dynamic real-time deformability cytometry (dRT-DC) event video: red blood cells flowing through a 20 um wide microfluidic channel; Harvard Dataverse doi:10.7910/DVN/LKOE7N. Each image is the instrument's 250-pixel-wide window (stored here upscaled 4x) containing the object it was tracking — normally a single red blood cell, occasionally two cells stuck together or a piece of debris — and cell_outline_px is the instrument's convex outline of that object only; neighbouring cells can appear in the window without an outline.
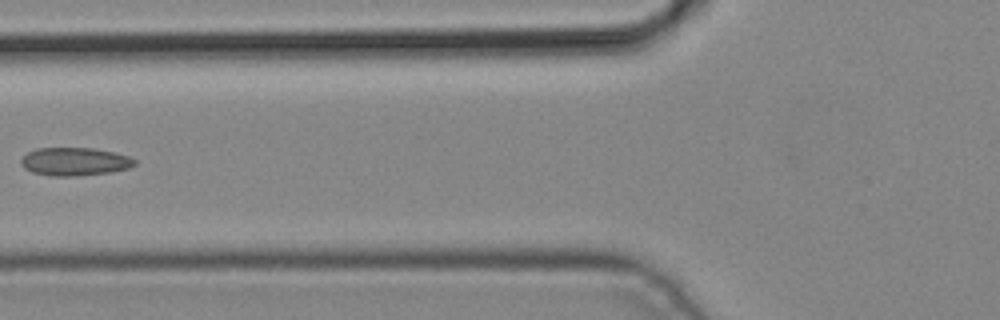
{"species": "common noctule bat (a hibernating species)", "species_latin": "Nyctalus noctula", "temperature_condition": "cold", "stored_images_in_passage": 4, "camera_frame_rate_fps": 3000, "um_per_image_px": 0.085, "animal": {"sex": "male", "body_mass_g": 19.2, "forearm_length_mm": 51.8}, "frame": {"image": 1, "passage_image": 4, "time_ms": 1.0, "image_size_px": [1000, 320], "cell_outline_px": [[136, 164], [128, 168], [112, 172], [76, 176], [52, 176], [32, 172], [24, 168], [20, 164], [20, 160], [28, 152], [36, 148], [92, 148], [112, 152], [128, 156], [136, 160]], "centroid_in_image_um": [6.33, 13.74], "position_along_channel_um": 119.5, "area_um2": 18.61}}